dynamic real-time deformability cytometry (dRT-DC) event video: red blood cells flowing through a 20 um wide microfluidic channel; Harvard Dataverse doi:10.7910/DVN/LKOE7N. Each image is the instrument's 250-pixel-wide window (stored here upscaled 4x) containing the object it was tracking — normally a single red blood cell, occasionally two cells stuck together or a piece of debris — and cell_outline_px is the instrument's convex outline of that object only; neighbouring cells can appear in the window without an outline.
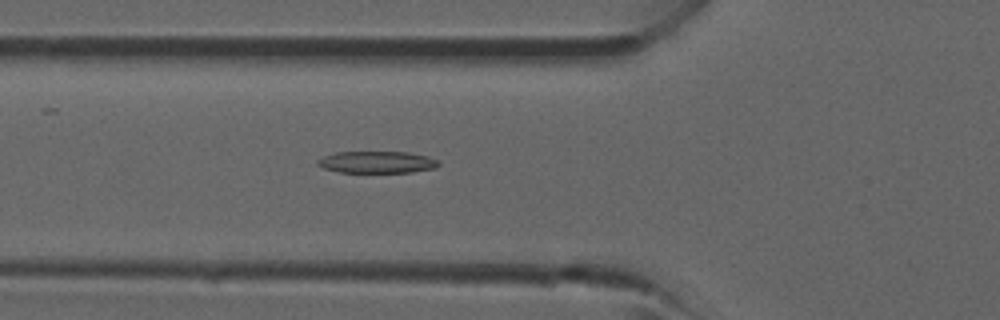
{"species": "common noctule bat (a hibernating species)", "species_latin": "Nyctalus noctula", "temperature_condition": "room temperature", "stored_images_in_passage": 41, "camera_frame_rate_fps": 3000, "um_per_image_px": 0.085, "animal": {"sex": "male", "forearm_length_mm": 52.5}, "frame": {"image": 1, "passage_image": 15, "time_ms": 4.667, "image_size_px": [1000, 320], "cell_outline_px": [[440, 164], [436, 168], [412, 172], [340, 172], [324, 168], [316, 164], [316, 160], [324, 156], [336, 152], [408, 152], [428, 156], [436, 160]], "centroid_in_image_um": [32.04, 13.78], "position_along_channel_um": 93.8, "area_um2": 15.37}}
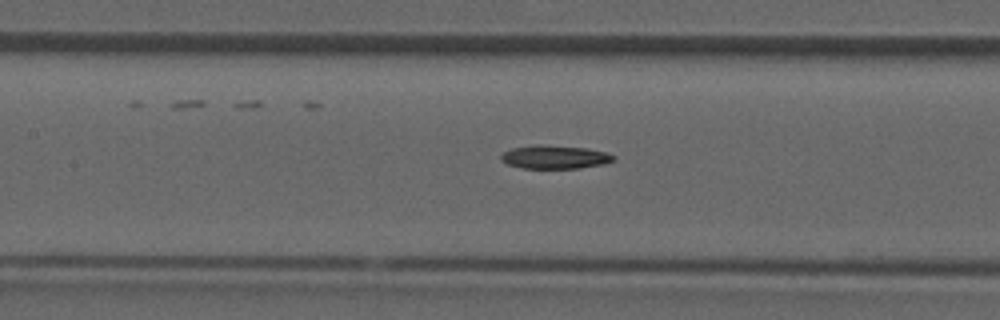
{"frame": {"image": 2, "passage_image": 19, "time_ms": 6.0, "image_size_px": [1000, 320], "cell_outline_px": [[616, 160], [600, 164], [580, 168], [524, 168], [508, 164], [500, 160], [500, 156], [504, 152], [512, 148], [536, 144], [544, 144], [588, 148], [604, 152], [616, 156]], "centroid_in_image_um": [47.14, 13.33], "position_along_channel_um": 160.3, "area_um2": 15.37}}
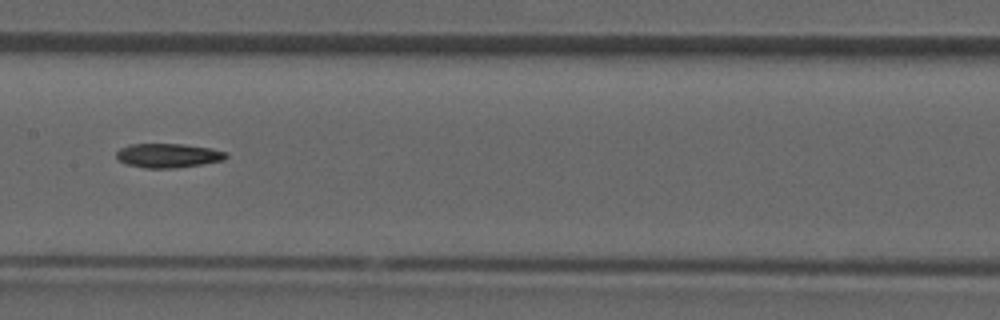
{"frame": {"image": 3, "passage_image": 21, "time_ms": 6.667, "image_size_px": [1000, 320], "cell_outline_px": [[228, 156], [224, 160], [176, 168], [144, 168], [128, 164], [120, 160], [116, 156], [116, 152], [120, 148], [132, 144], [184, 144], [212, 148], [228, 152]], "centroid_in_image_um": [14.33, 13.21], "position_along_channel_um": 193.1, "area_um2": 15.43}}